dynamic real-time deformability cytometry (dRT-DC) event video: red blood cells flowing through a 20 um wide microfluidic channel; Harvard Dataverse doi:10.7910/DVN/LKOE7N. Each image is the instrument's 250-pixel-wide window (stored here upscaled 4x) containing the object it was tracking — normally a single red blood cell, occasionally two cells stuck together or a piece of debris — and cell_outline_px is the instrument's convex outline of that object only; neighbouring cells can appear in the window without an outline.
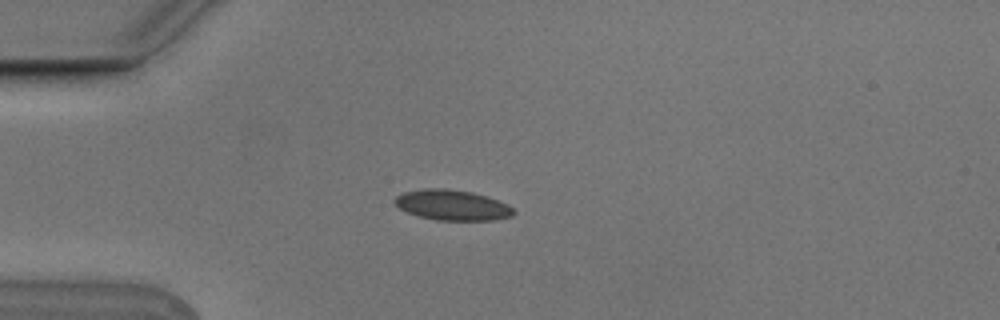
{"species": "Egyptian fruit bat (a non-hibernating species)", "species_latin": "Rousettus aegyptiacus", "temperature_condition": "cold", "stored_images_in_passage": 4, "camera_frame_rate_fps": 3000, "um_per_image_px": 0.085, "animal": {"sex": "male"}, "frame": {"image": 1, "passage_image": 1, "time_ms": 0.0, "image_size_px": [1000, 320], "cell_outline_px": [[516, 212], [512, 216], [492, 220], [436, 220], [420, 216], [408, 212], [400, 208], [392, 200], [396, 196], [404, 192], [424, 188], [444, 188], [472, 192], [488, 196], [508, 204]], "centroid_in_image_um": [38.45, 17.42], "position_along_channel_um": 46.5, "area_um2": 21.04}}
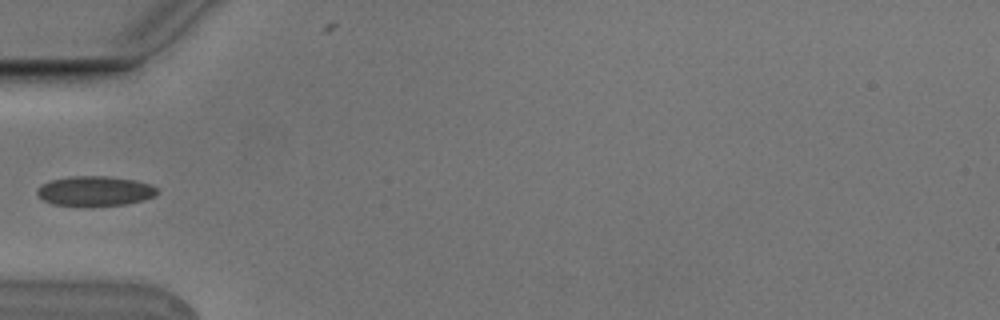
{"frame": {"image": 2, "passage_image": 2, "time_ms": 0.333, "image_size_px": [1000, 320], "cell_outline_px": [[160, 192], [156, 196], [144, 200], [128, 204], [88, 208], [84, 208], [52, 204], [44, 200], [36, 192], [36, 188], [52, 180], [68, 176], [108, 176], [136, 180], [152, 184]], "centroid_in_image_um": [8.11, 16.27], "position_along_channel_um": 76.9, "area_um2": 21.68}}
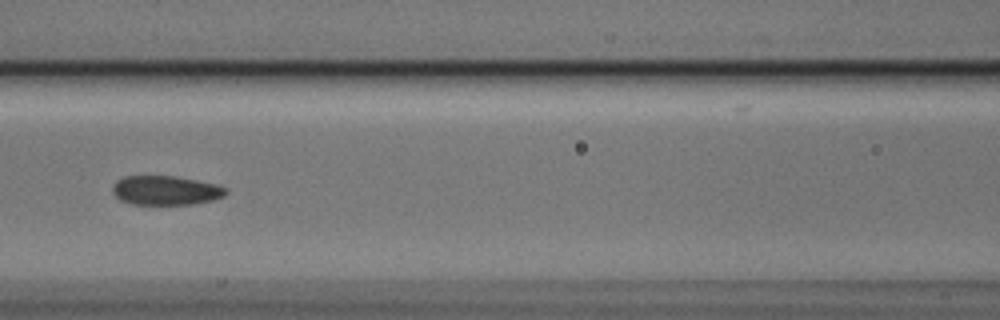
{"frame": {"image": 3, "passage_image": 4, "time_ms": 1.0, "image_size_px": [1000, 320], "cell_outline_px": [[228, 192], [224, 196], [212, 200], [192, 204], [132, 204], [120, 200], [112, 192], [112, 188], [116, 180], [124, 176], [176, 176], [216, 184], [228, 188]], "centroid_in_image_um": [14.09, 16.18], "position_along_channel_um": 152.5, "area_um2": 19.36}}